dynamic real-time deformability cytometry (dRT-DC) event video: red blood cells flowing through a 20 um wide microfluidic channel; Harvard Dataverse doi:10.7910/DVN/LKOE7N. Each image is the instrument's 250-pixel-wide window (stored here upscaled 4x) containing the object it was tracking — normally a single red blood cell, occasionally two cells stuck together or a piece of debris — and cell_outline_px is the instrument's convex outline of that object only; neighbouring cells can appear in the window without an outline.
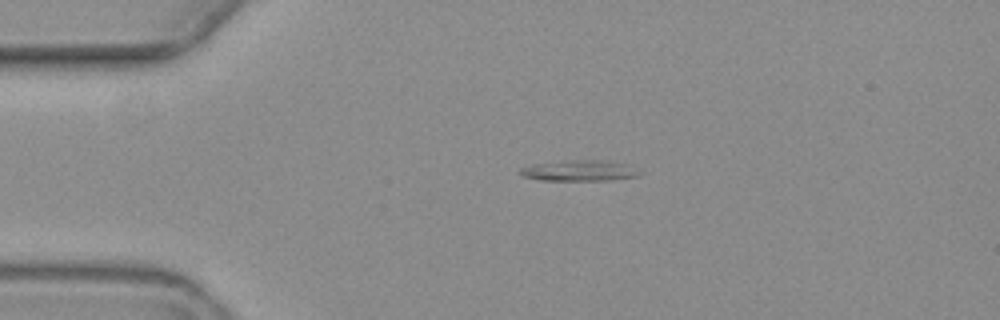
{"species": "common noctule bat (a hibernating species)", "species_latin": "Nyctalus noctula", "temperature_condition": "warm", "stored_images_in_passage": 5, "camera_frame_rate_fps": 3000, "um_per_image_px": 0.085, "animal": {"sex": "female", "body_mass_g": 19.3, "forearm_length_mm": 54.1}, "frame": {"image": 1, "passage_image": 3, "time_ms": 2.667, "image_size_px": [1000, 320], "cell_outline_px": [[644, 172], [640, 176], [612, 180], [540, 180], [520, 176], [516, 172], [520, 168], [532, 164], [572, 160], [608, 160], [628, 164]], "centroid_in_image_um": [49.28, 14.5], "position_along_channel_um": 35.7, "area_um2": 14.85}}
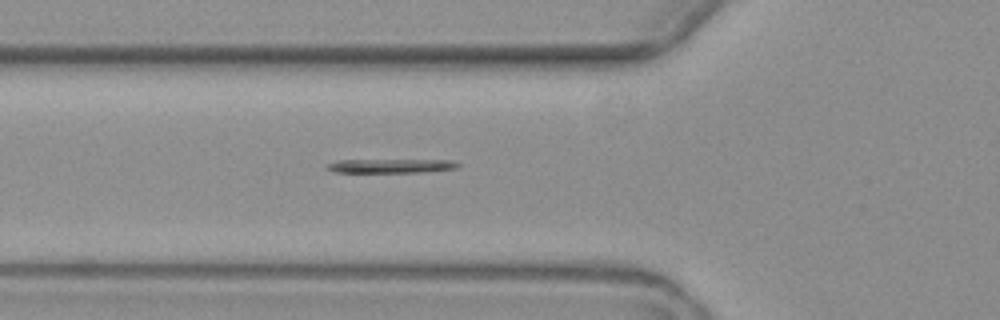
{"frame": {"image": 2, "passage_image": 5, "time_ms": 5.333, "image_size_px": [1000, 320], "cell_outline_px": [[460, 164], [456, 168], [420, 172], [332, 172], [324, 168], [328, 164], [336, 160], [448, 160]], "centroid_in_image_um": [33.13, 14.1], "position_along_channel_um": 92.7, "area_um2": 10.52}}